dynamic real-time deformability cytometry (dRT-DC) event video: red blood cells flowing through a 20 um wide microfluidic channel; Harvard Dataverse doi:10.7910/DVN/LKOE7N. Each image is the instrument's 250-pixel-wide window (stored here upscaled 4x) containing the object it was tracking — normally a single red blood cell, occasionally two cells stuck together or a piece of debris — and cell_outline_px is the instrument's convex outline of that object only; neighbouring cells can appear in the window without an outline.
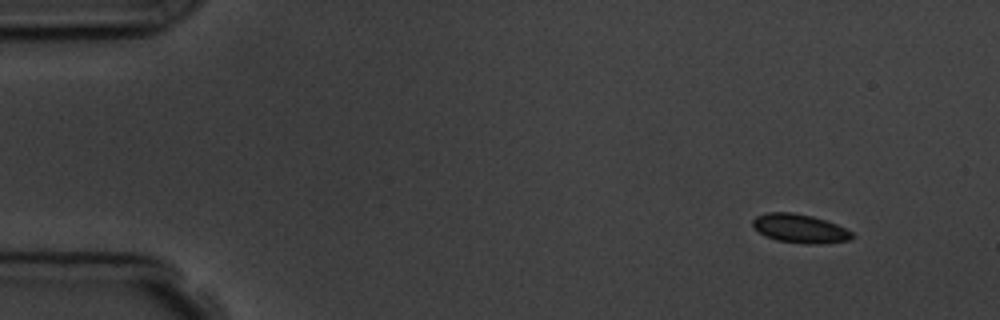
{"species": "common noctule bat (a hibernating species)", "species_latin": "Nyctalus noctula", "temperature_condition": "room temperature", "stored_images_in_passage": 8, "camera_frame_rate_fps": 3000, "um_per_image_px": 0.085, "animal": {"sex": "male", "body_mass_g": 19.5, "forearm_length_mm": 54.6}, "frame": {"image": 1, "passage_image": 1, "time_ms": 0.0, "image_size_px": [1000, 320], "cell_outline_px": [[852, 236], [848, 240], [820, 244], [808, 244], [776, 240], [764, 236], [752, 224], [752, 220], [756, 216], [768, 212], [792, 212], [812, 216], [836, 224], [852, 232]], "centroid_in_image_um": [67.95, 19.42], "position_along_channel_um": 17.0, "area_um2": 16.47}}
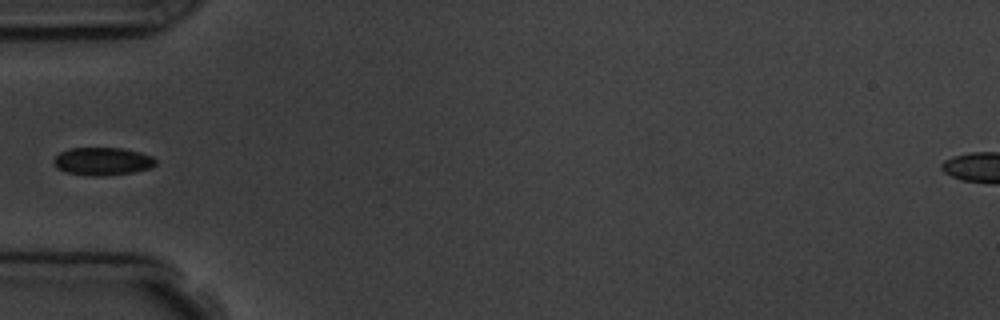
{"frame": {"image": 2, "passage_image": 4, "time_ms": 4.333, "image_size_px": [1000, 320], "cell_outline_px": [[156, 164], [148, 168], [132, 172], [100, 176], [92, 176], [64, 172], [56, 168], [52, 164], [52, 160], [60, 152], [68, 148], [124, 148], [140, 152], [152, 156], [156, 160]], "centroid_in_image_um": [8.66, 13.7], "position_along_channel_um": 76.3, "area_um2": 16.65}}